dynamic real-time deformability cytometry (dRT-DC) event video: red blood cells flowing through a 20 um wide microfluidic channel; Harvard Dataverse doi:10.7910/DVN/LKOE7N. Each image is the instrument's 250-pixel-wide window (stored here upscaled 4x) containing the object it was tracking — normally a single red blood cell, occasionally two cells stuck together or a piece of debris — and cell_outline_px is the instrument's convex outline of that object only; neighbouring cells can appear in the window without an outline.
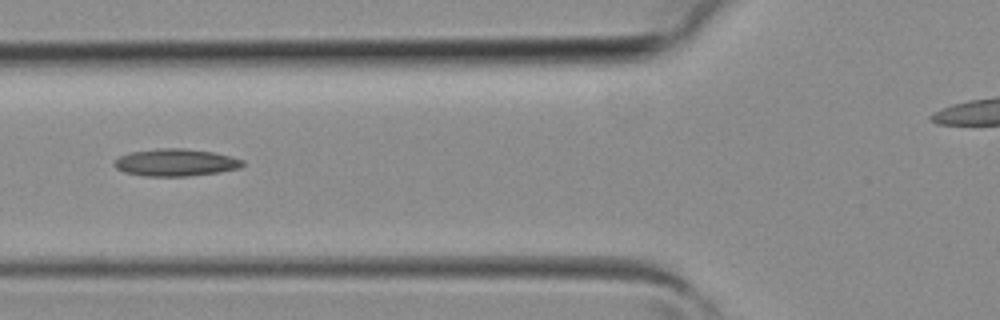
{"species": "common noctule bat (a hibernating species)", "species_latin": "Nyctalus noctula", "temperature_condition": "room temperature", "stored_images_in_passage": 4, "camera_frame_rate_fps": 3000, "um_per_image_px": 0.085, "animal": {"sex": "female", "body_mass_g": 19.3, "forearm_length_mm": 54.1}, "frame": {"image": 1, "passage_image": 4, "time_ms": 1.0, "image_size_px": [1000, 320], "cell_outline_px": [[244, 164], [240, 168], [220, 172], [188, 176], [144, 176], [124, 172], [116, 168], [112, 164], [120, 156], [132, 152], [156, 148], [184, 148], [212, 152], [232, 156], [244, 160]], "centroid_in_image_um": [14.95, 13.81], "position_along_channel_um": 110.9, "area_um2": 20.46}}